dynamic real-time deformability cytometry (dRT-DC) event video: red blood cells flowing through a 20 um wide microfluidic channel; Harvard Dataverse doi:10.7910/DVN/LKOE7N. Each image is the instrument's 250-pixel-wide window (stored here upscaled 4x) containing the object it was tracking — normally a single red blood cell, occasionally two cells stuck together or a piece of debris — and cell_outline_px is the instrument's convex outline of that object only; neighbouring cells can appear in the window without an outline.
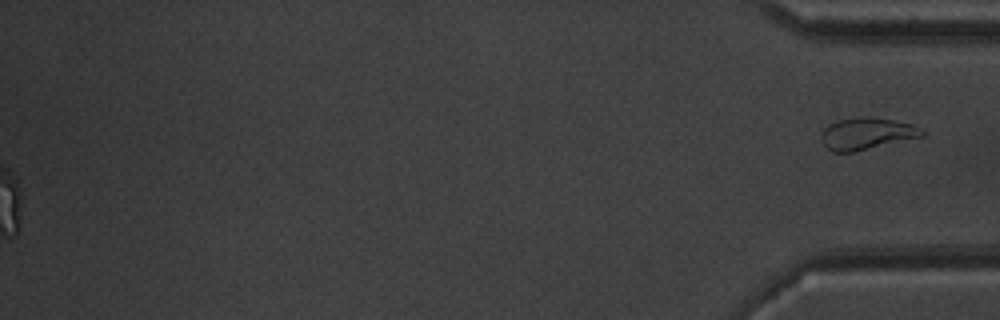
{"species": "common noctule bat (a hibernating species)", "species_latin": "Nyctalus noctula", "temperature_condition": "warm", "stored_images_in_passage": 40, "segment_of_instrument_passage": [2, 2], "camera_frame_rate_fps": 3000, "um_per_image_px": 0.085, "animal": {"sex": "male", "body_mass_g": 20.1, "forearm_length_mm": 53.5}, "frame": {"image": 1, "passage_image": 40, "time_ms": 13.0, "image_size_px": [1000, 320], "cell_outline_px": [[924, 136], [852, 152], [832, 152], [824, 144], [824, 128], [828, 124], [836, 120], [860, 116], [868, 116], [896, 120], [912, 124], [920, 128], [924, 132]], "centroid_in_image_um": [73.7, 11.33], "position_along_channel_um": 361.5, "area_um2": 18.55}}